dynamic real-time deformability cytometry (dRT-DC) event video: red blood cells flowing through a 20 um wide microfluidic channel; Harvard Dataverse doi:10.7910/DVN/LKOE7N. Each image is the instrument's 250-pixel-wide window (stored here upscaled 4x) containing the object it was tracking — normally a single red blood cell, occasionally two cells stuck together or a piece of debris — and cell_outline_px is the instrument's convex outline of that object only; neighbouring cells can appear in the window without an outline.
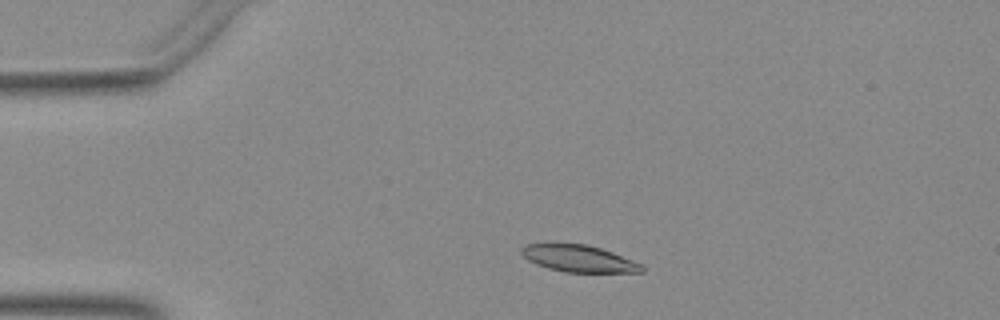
{"species": "Egyptian fruit bat (a non-hibernating species)", "species_latin": "Rousettus aegyptiacus", "temperature_condition": "warm", "stored_images_in_passage": 46, "camera_frame_rate_fps": 3000, "um_per_image_px": 0.085, "animal": {"sex": "female"}, "frame": {"image": 1, "passage_image": 6, "time_ms": 1.667, "image_size_px": [1000, 320], "cell_outline_px": [[644, 272], [564, 272], [548, 268], [536, 264], [528, 260], [520, 252], [520, 248], [524, 244], [556, 240], [588, 244], [612, 252], [644, 264]], "centroid_in_image_um": [49.12, 21.92], "position_along_channel_um": 35.9, "area_um2": 19.77}}
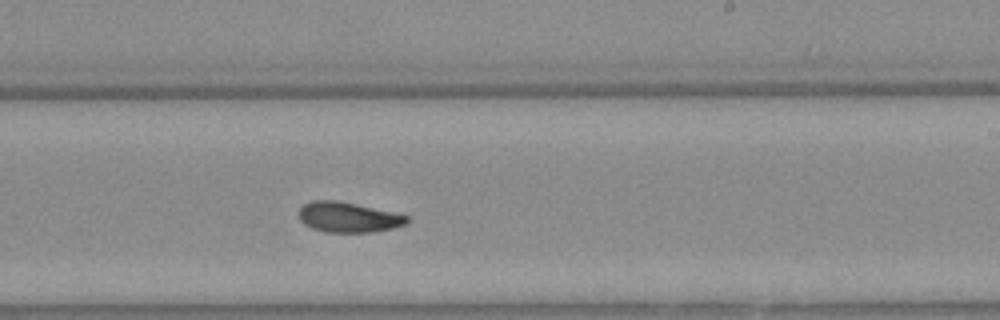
{"frame": {"image": 2, "passage_image": 26, "time_ms": 8.333, "image_size_px": [1000, 320], "cell_outline_px": [[412, 220], [404, 224], [392, 228], [372, 232], [324, 232], [312, 228], [304, 224], [296, 216], [296, 212], [304, 204], [312, 200], [336, 200], [356, 204], [392, 212], [408, 216]], "centroid_in_image_um": [29.54, 18.46], "position_along_channel_um": 259.5, "area_um2": 19.13}}
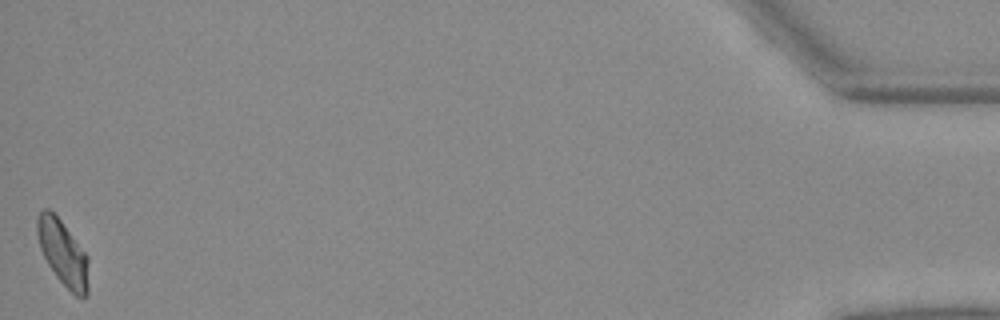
{"frame": {"image": 3, "passage_image": 46, "time_ms": 15.0, "image_size_px": [1000, 320], "cell_outline_px": [[88, 296], [76, 296], [56, 276], [48, 264], [40, 248], [36, 232], [36, 216], [44, 208], [48, 208], [60, 220], [88, 256]], "centroid_in_image_um": [5.33, 21.48], "position_along_channel_um": 429.9, "area_um2": 19.36}}